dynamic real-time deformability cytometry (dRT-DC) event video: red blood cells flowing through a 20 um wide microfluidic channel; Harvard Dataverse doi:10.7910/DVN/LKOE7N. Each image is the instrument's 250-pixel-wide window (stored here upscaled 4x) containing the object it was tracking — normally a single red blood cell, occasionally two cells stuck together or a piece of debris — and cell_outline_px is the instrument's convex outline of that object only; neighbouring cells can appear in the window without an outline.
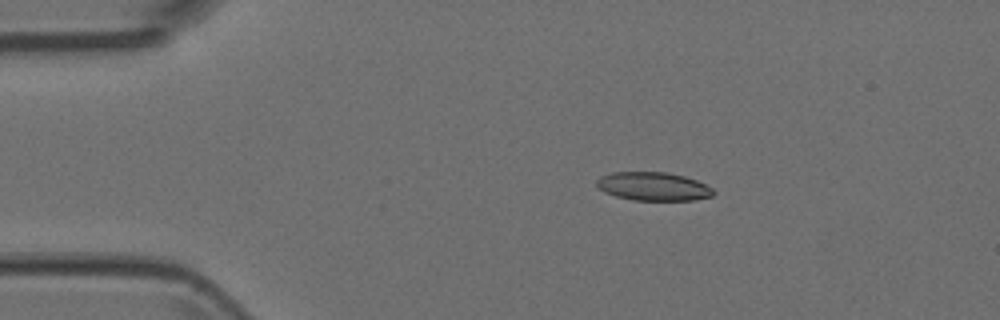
{"species": "Egyptian fruit bat (a non-hibernating species)", "species_latin": "Rousettus aegyptiacus", "temperature_condition": "room temperature", "stored_images_in_passage": 5, "camera_frame_rate_fps": 3000, "um_per_image_px": 0.085, "animal": {"sex": "female"}, "frame": {"image": 1, "passage_image": 3, "time_ms": 0.667, "image_size_px": [1000, 320], "cell_outline_px": [[716, 192], [712, 196], [692, 200], [632, 200], [616, 196], [604, 192], [596, 184], [596, 180], [600, 176], [612, 172], [668, 172], [684, 176], [696, 180], [712, 188]], "centroid_in_image_um": [55.52, 15.84], "position_along_channel_um": 29.5, "area_um2": 19.36}}